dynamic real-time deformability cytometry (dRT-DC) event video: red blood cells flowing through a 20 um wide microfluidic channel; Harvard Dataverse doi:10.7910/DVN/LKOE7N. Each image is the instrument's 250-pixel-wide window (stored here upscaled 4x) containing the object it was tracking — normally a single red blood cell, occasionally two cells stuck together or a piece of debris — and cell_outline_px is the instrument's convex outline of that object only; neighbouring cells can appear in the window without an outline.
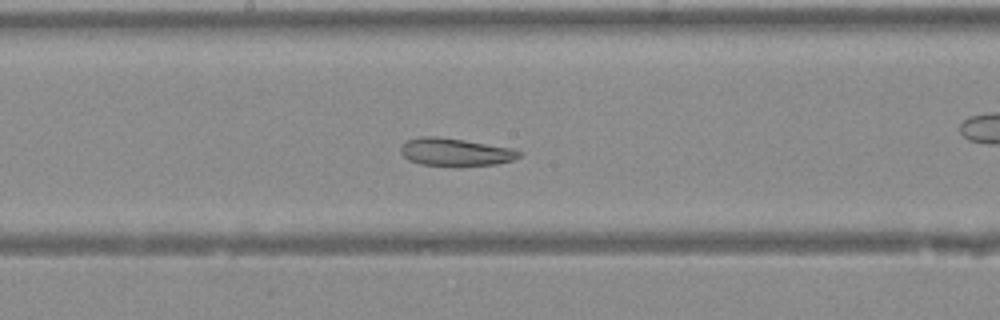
{"species": "Egyptian fruit bat (a non-hibernating species)", "species_latin": "Rousettus aegyptiacus", "temperature_condition": "warm", "stored_images_in_passage": 40, "camera_frame_rate_fps": 3000, "um_per_image_px": 0.085, "animal": {"sex": "female"}, "frame": {"image": 1, "passage_image": 26, "time_ms": 8.333, "image_size_px": [1000, 320], "cell_outline_px": [[520, 156], [512, 160], [496, 164], [460, 168], [456, 168], [420, 164], [408, 160], [400, 152], [400, 144], [408, 140], [420, 136], [440, 136], [512, 148], [520, 152]], "centroid_in_image_um": [38.66, 12.95], "position_along_channel_um": 209.5, "area_um2": 19.77}}
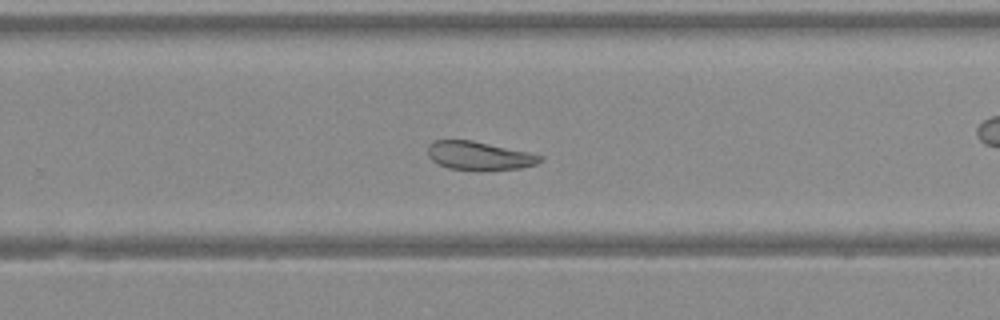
{"frame": {"image": 2, "passage_image": 31, "time_ms": 10.0, "image_size_px": [1000, 320], "cell_outline_px": [[544, 160], [536, 164], [520, 168], [480, 172], [476, 172], [448, 168], [432, 160], [428, 156], [428, 144], [436, 140], [472, 140], [528, 152], [544, 156]], "centroid_in_image_um": [40.75, 13.27], "position_along_channel_um": 289.1, "area_um2": 19.07}}